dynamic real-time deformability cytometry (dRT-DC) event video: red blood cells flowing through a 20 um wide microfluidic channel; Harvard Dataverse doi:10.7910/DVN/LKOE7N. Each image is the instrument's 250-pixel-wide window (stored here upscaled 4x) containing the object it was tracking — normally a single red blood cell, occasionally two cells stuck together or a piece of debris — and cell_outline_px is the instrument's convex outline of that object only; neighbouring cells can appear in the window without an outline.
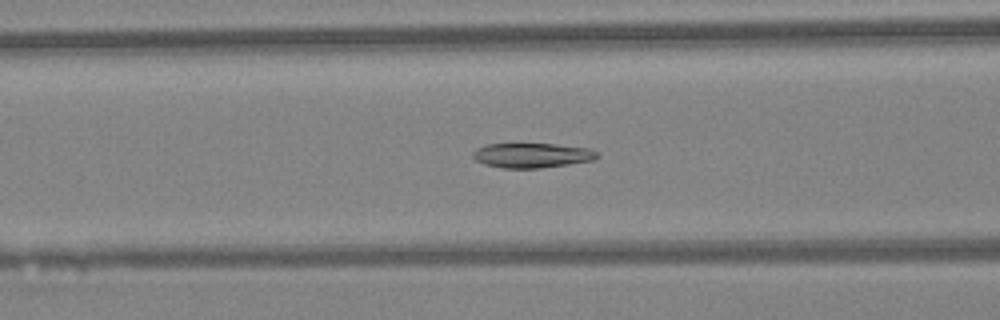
{"species": "Egyptian fruit bat (a non-hibernating species)", "species_latin": "Rousettus aegyptiacus", "temperature_condition": "warm", "stored_images_in_passage": 38, "camera_frame_rate_fps": 3000, "um_per_image_px": 0.085, "animal": {"sex": "female"}, "frame": {"image": 1, "passage_image": 14, "time_ms": 4.333, "image_size_px": [1000, 320], "cell_outline_px": [[600, 156], [592, 160], [568, 164], [540, 168], [500, 168], [484, 164], [476, 160], [472, 156], [472, 152], [476, 148], [488, 144], [556, 144], [592, 148]], "centroid_in_image_um": [45.21, 13.2], "position_along_channel_um": 121.4, "area_um2": 17.98}}
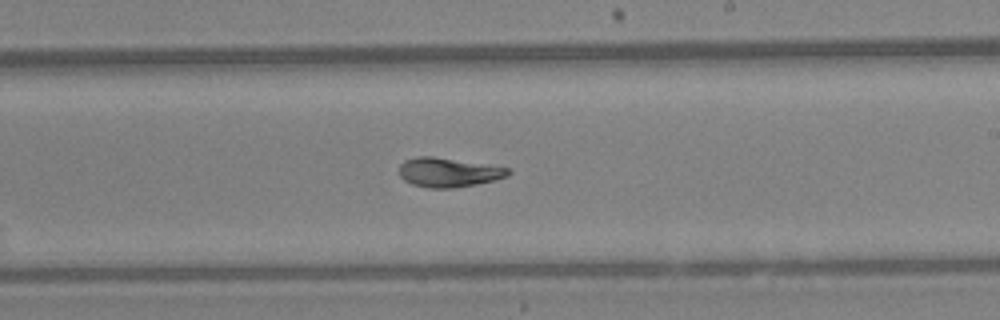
{"frame": {"image": 2, "passage_image": 23, "time_ms": 7.333, "image_size_px": [1000, 320], "cell_outline_px": [[512, 172], [508, 176], [476, 184], [456, 188], [428, 188], [412, 184], [404, 180], [400, 176], [400, 164], [404, 160], [416, 156], [432, 156], [508, 168]], "centroid_in_image_um": [38.08, 14.65], "position_along_channel_um": 250.9, "area_um2": 18.44}}
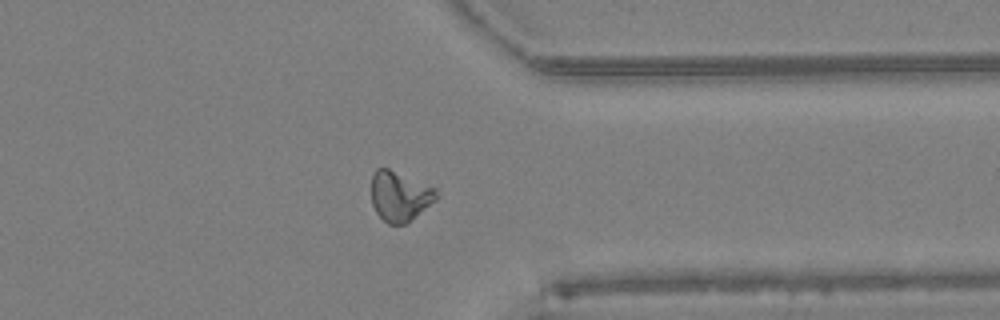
{"frame": {"image": 3, "passage_image": 32, "time_ms": 10.333, "image_size_px": [1000, 320], "cell_outline_px": [[440, 196], [436, 200], [404, 224], [388, 224], [376, 212], [372, 204], [372, 172], [376, 168], [388, 168], [436, 188]], "centroid_in_image_um": [33.97, 16.65], "position_along_channel_um": 377.4, "area_um2": 18.79}, "authors_computed_cell_mechanics": {"area_um2": 18.6983, "velocity_mm_per_s": 4.3574, "shape_relaxation_time_tau1_ms": 4.314, "shape_relaxation_time_tau2_ms": 2.9678, "deformation_change_tau1": 0.172, "deformation_change_tau2": 0.0748}}